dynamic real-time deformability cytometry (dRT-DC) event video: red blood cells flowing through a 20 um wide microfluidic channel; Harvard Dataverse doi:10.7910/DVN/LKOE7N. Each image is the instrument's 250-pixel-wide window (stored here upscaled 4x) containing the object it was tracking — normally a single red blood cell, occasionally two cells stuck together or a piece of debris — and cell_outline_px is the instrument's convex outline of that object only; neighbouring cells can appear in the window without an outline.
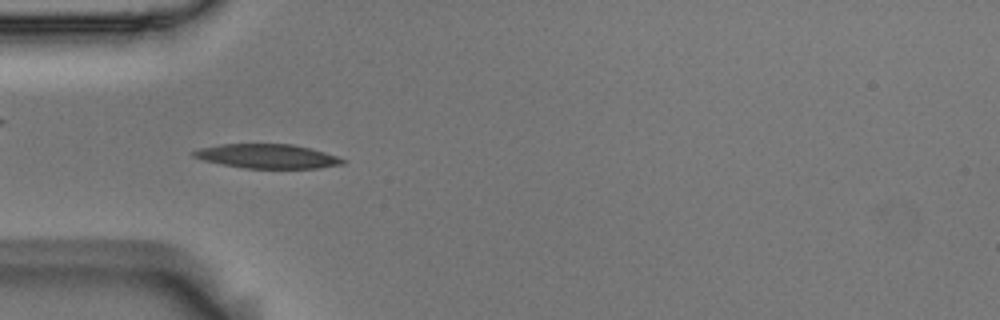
{"species": "Egyptian fruit bat (a non-hibernating species)", "species_latin": "Rousettus aegyptiacus", "temperature_condition": "room temperature", "stored_images_in_passage": 53, "camera_frame_rate_fps": 3000, "um_per_image_px": 0.085, "animal": {"sex": "male"}, "frame": {"image": 1, "passage_image": 16, "time_ms": 5.0, "image_size_px": [1000, 320], "cell_outline_px": [[344, 164], [320, 168], [244, 168], [220, 164], [204, 160], [192, 156], [188, 152], [200, 148], [220, 144], [292, 144], [312, 148], [336, 156], [344, 160]], "centroid_in_image_um": [22.68, 13.28], "position_along_channel_um": 62.3, "area_um2": 21.1}}
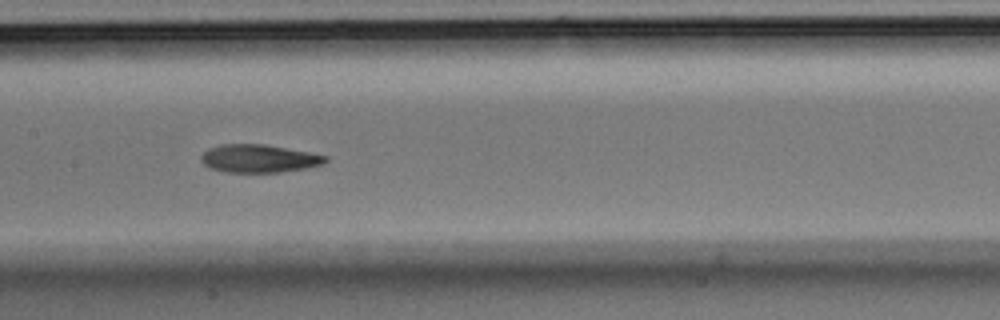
{"frame": {"image": 2, "passage_image": 26, "time_ms": 8.333, "image_size_px": [1000, 320], "cell_outline_px": [[328, 160], [324, 164], [304, 168], [280, 172], [224, 172], [208, 168], [200, 160], [200, 156], [208, 148], [220, 144], [264, 144], [308, 152], [328, 156]], "centroid_in_image_um": [21.97, 13.47], "position_along_channel_um": 185.4, "area_um2": 20.35}}
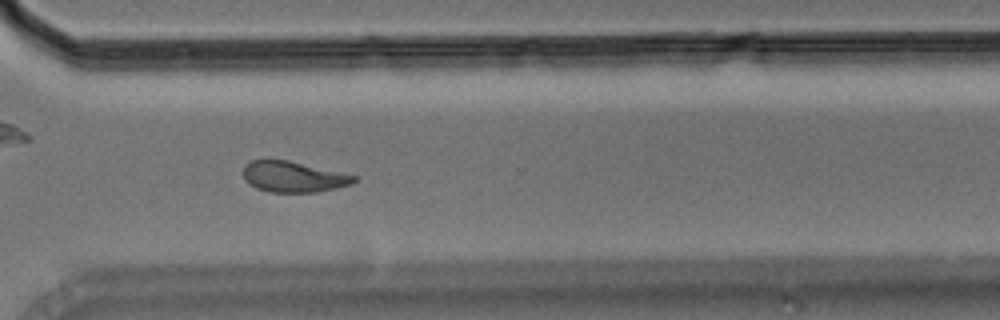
{"frame": {"image": 3, "passage_image": 39, "time_ms": 12.667, "image_size_px": [1000, 320], "cell_outline_px": [[360, 176], [352, 184], [336, 188], [316, 192], [268, 192], [256, 188], [248, 184], [244, 180], [244, 164], [252, 160], [288, 160]], "centroid_in_image_um": [24.95, 15.03], "position_along_channel_um": 345.6, "area_um2": 20.06}, "authors_computed_cell_mechanics": {"area_um2": 20.5768, "velocity_mm_per_s": 3.7059, "shape_relaxation_time_tau1_ms": 4.3051, "shape_relaxation_time_tau2_ms": 4.1839, "deformation_change_tau1": 0.1618, "deformation_change_tau2": 0.1263}}